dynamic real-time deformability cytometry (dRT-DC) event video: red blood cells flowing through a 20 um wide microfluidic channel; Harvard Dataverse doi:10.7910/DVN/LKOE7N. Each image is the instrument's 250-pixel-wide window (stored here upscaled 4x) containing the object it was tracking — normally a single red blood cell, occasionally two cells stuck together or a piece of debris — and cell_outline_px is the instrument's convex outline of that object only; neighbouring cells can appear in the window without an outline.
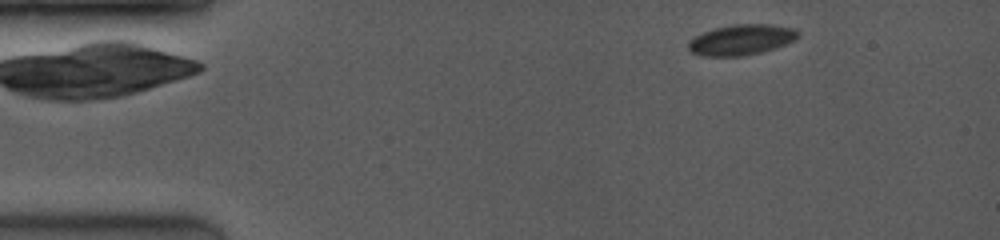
{"species": "common noctule bat (a hibernating species)", "species_latin": "Nyctalus noctula", "temperature_condition": "room temperature", "stored_images_in_passage": 32, "camera_frame_rate_fps": 4000, "um_per_image_px": 0.085, "animal": {"sex": "female", "body_mass_g": 19.0, "forearm_length_mm": 53.3}, "frame": {"image": 1, "passage_image": 2, "time_ms": 0.25, "image_size_px": [1000, 240], "cell_outline_px": [[800, 36], [796, 40], [776, 48], [760, 52], [740, 56], [700, 56], [692, 52], [688, 48], [688, 40], [712, 28], [732, 24], [772, 24], [792, 28], [800, 32]], "centroid_in_image_um": [63.02, 3.37], "position_along_channel_um": 22.0, "area_um2": 19.71}}
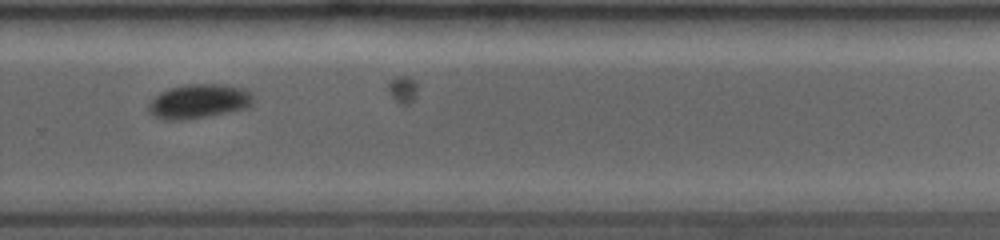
{"frame": {"image": 2, "passage_image": 27, "time_ms": 6.5, "image_size_px": [1000, 240], "cell_outline_px": [[252, 104], [248, 108], [228, 112], [184, 120], [164, 120], [156, 116], [148, 108], [148, 104], [160, 92], [172, 88], [192, 84], [212, 84], [240, 88], [248, 92], [252, 96]], "centroid_in_image_um": [16.89, 8.63], "position_along_channel_um": 312.9, "area_um2": 20.29}}
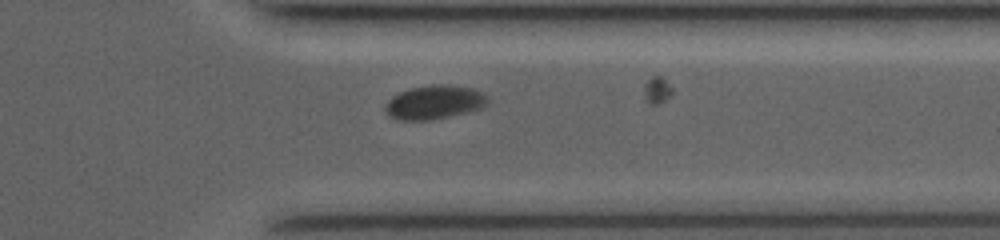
{"frame": {"image": 3, "passage_image": 30, "time_ms": 7.25, "image_size_px": [1000, 240], "cell_outline_px": [[488, 104], [484, 108], [472, 112], [432, 120], [396, 120], [388, 116], [384, 108], [388, 100], [392, 96], [400, 92], [412, 88], [440, 84], [472, 88], [480, 92], [488, 100]], "centroid_in_image_um": [36.92, 8.73], "position_along_channel_um": 374.5, "area_um2": 20.29}}